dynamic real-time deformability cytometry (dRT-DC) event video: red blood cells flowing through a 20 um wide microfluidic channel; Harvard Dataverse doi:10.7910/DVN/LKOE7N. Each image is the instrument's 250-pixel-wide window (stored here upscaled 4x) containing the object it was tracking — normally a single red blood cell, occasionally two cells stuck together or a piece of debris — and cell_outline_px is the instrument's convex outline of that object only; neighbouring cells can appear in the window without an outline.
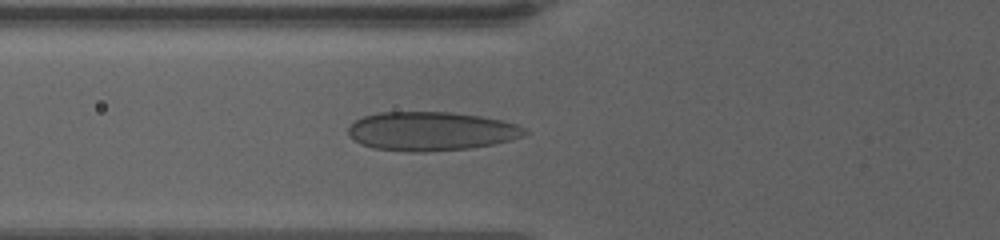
{"species": "human", "species_latin": "Homo sapiens", "temperature_condition": "warm", "stored_images_in_passage": 28, "camera_frame_rate_fps": 3000, "um_per_image_px": 0.085, "donor": {"sex": "female"}, "frame": {"image": 1, "passage_image": 16, "time_ms": 4.667, "image_size_px": [1000, 240], "cell_outline_px": [[528, 132], [524, 136], [492, 144], [472, 148], [424, 152], [412, 152], [372, 148], [360, 144], [348, 136], [348, 128], [356, 120], [364, 116], [376, 112], [452, 112], [480, 116], [500, 120], [516, 124], [524, 128]], "centroid_in_image_um": [36.61, 11.15], "position_along_channel_um": 89.2, "area_um2": 40.06}}
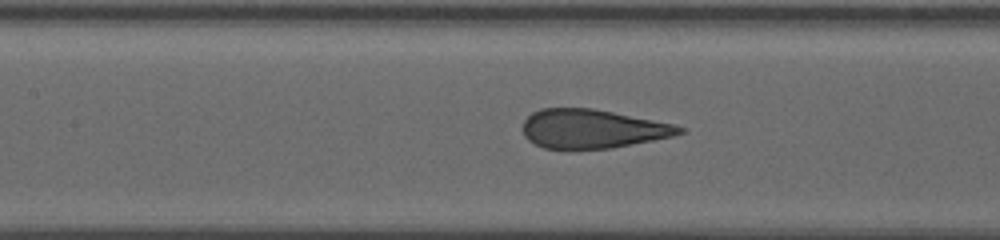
{"frame": {"image": 2, "passage_image": 23, "time_ms": 6.667, "image_size_px": [1000, 240], "cell_outline_px": [[684, 132], [672, 136], [652, 140], [608, 148], [544, 148], [528, 140], [524, 136], [524, 120], [532, 112], [540, 108], [592, 108], [672, 124], [684, 128]], "centroid_in_image_um": [50.3, 10.94], "position_along_channel_um": 157.1, "area_um2": 34.8}}
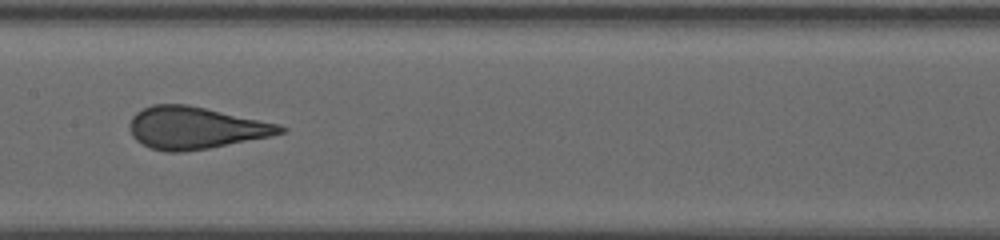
{"frame": {"image": 3, "passage_image": 26, "time_ms": 7.667, "image_size_px": [1000, 240], "cell_outline_px": [[288, 132], [208, 148], [180, 152], [164, 152], [152, 148], [136, 140], [132, 136], [128, 128], [128, 124], [132, 116], [136, 112], [152, 104], [188, 104], [280, 124], [288, 128]], "centroid_in_image_um": [16.59, 10.86], "position_along_channel_um": 190.8, "area_um2": 36.93}}